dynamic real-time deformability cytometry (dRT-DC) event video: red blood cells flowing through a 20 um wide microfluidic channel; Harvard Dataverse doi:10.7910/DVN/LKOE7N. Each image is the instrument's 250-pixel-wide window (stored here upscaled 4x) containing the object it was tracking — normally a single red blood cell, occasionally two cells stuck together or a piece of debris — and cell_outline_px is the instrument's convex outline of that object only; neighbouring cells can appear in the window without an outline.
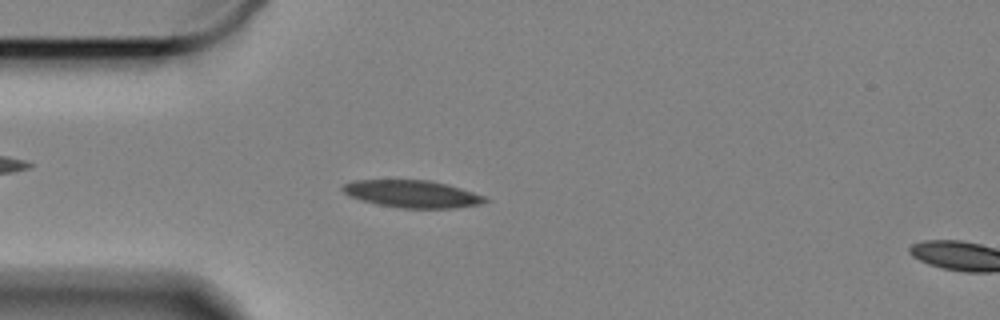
{"species": "Egyptian fruit bat (a non-hibernating species)", "species_latin": "Rousettus aegyptiacus", "temperature_condition": "cold", "stored_images_in_passage": 51, "camera_frame_rate_fps": 3000, "um_per_image_px": 0.085, "animal": {"sex": "female"}, "frame": {"image": 1, "passage_image": 7, "time_ms": 2.0, "image_size_px": [1000, 320], "cell_outline_px": [[492, 200], [480, 204], [452, 208], [400, 208], [376, 204], [348, 196], [340, 188], [344, 184], [352, 180], [432, 180], [448, 184], [484, 196]], "centroid_in_image_um": [35.03, 16.48], "position_along_channel_um": 50.0, "area_um2": 22.77}}
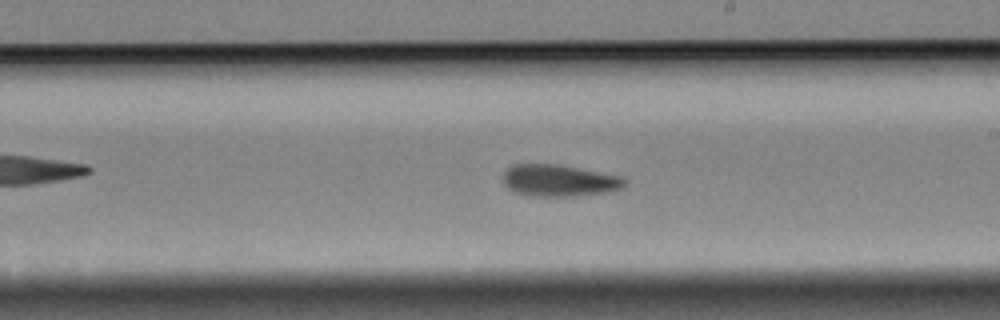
{"frame": {"image": 2, "passage_image": 25, "time_ms": 8.0, "image_size_px": [1000, 320], "cell_outline_px": [[628, 180], [620, 188], [608, 192], [572, 196], [528, 196], [516, 192], [508, 188], [504, 184], [504, 172], [508, 168], [516, 164], [556, 164], [620, 176]], "centroid_in_image_um": [47.51, 15.35], "position_along_channel_um": 241.5, "area_um2": 22.25}}
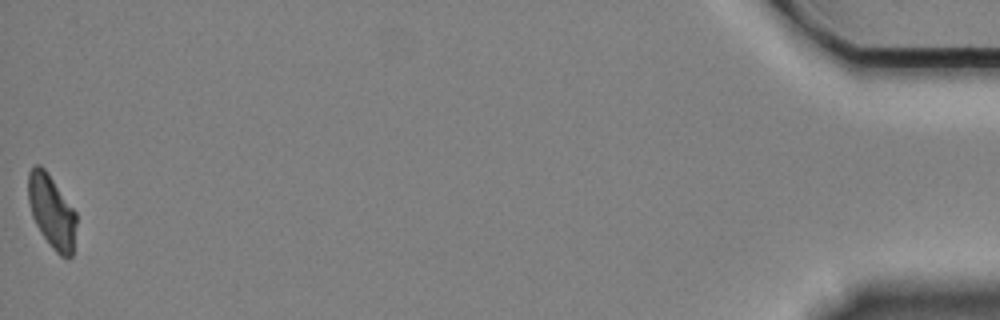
{"frame": {"image": 3, "passage_image": 51, "time_ms": 16.667, "image_size_px": [1000, 320], "cell_outline_px": [[76, 224], [72, 256], [68, 260], [60, 256], [52, 248], [40, 232], [32, 216], [28, 200], [28, 172], [36, 164], [40, 164], [44, 168], [76, 212]], "centroid_in_image_um": [4.39, 18.0], "position_along_channel_um": 430.8, "area_um2": 20.46}}